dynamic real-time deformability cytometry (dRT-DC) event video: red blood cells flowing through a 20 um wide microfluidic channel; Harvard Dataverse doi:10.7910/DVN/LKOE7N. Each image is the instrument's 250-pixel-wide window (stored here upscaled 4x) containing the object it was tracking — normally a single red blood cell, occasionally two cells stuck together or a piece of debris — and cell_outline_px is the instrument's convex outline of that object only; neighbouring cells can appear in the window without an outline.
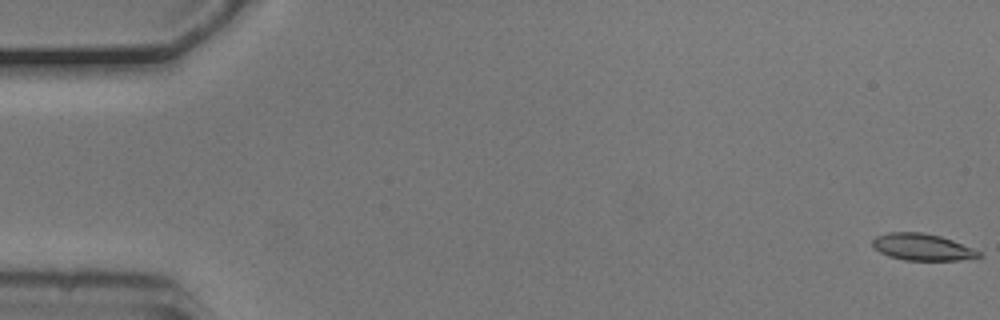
{"species": "common noctule bat (a hibernating species)", "species_latin": "Nyctalus noctula", "temperature_condition": "cold", "stored_images_in_passage": 4, "camera_frame_rate_fps": 3000, "um_per_image_px": 0.085, "animal": {"sex": "male", "body_mass_g": 20.5, "forearm_length_mm": 52.5}, "frame": {"image": 1, "passage_image": 1, "time_ms": 0.0, "image_size_px": [1000, 320], "cell_outline_px": [[984, 256], [960, 260], [904, 260], [888, 256], [872, 248], [872, 240], [876, 236], [888, 232], [924, 232], [940, 236], [952, 240], [972, 248], [980, 252]], "centroid_in_image_um": [78.36, 21.0], "position_along_channel_um": 6.6, "area_um2": 16.65}}
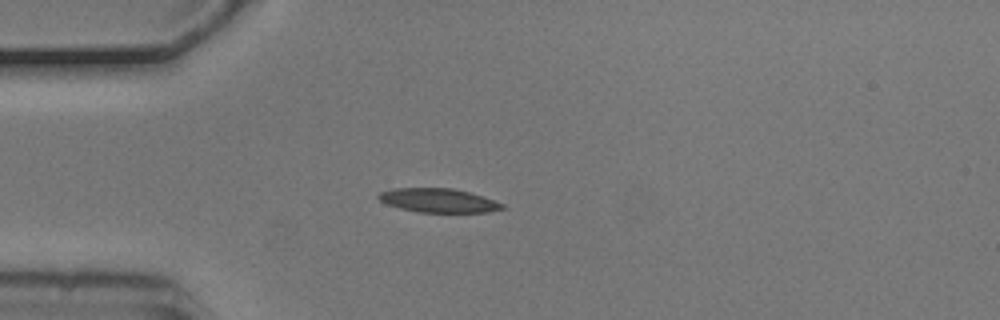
{"frame": {"image": 2, "passage_image": 4, "time_ms": 1.0, "image_size_px": [1000, 320], "cell_outline_px": [[504, 208], [488, 212], [416, 212], [400, 208], [388, 204], [380, 200], [376, 196], [380, 192], [396, 188], [452, 188], [468, 192], [504, 204]], "centroid_in_image_um": [37.23, 17.04], "position_along_channel_um": 47.8, "area_um2": 16.99}}